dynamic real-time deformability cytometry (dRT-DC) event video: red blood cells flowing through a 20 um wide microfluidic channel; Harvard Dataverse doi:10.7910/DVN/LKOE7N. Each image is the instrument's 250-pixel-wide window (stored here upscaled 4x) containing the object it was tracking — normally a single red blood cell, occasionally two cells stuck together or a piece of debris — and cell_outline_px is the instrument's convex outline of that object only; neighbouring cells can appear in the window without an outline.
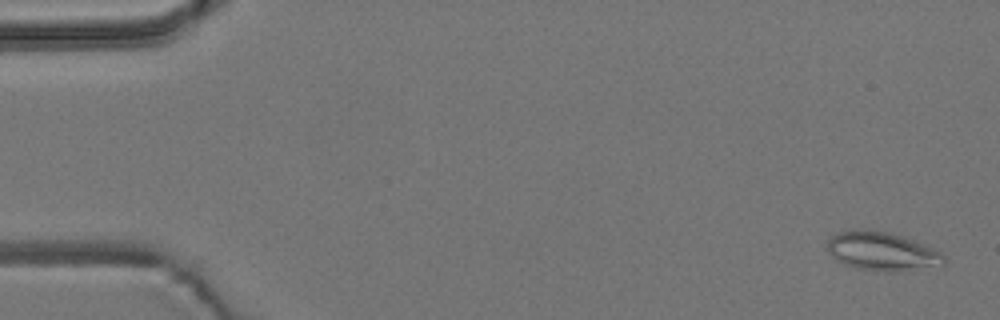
{"species": "common noctule bat (a hibernating species)", "species_latin": "Nyctalus noctula", "temperature_condition": "room temperature", "stored_images_in_passage": 4, "camera_frame_rate_fps": 3000, "um_per_image_px": 0.085, "animal": {"sex": "male", "body_mass_g": 19.2, "forearm_length_mm": 51.8}, "frame": {"image": 1, "passage_image": 1, "time_ms": 0.0, "image_size_px": [1000, 320], "cell_outline_px": [[944, 264], [896, 272], [884, 272], [856, 268], [844, 264], [832, 256], [828, 252], [828, 240], [832, 236], [840, 232], [864, 228], [872, 228], [888, 232], [912, 240], [932, 248], [940, 252], [944, 256]], "centroid_in_image_um": [74.93, 21.36], "position_along_channel_um": 10.1, "area_um2": 26.07}}